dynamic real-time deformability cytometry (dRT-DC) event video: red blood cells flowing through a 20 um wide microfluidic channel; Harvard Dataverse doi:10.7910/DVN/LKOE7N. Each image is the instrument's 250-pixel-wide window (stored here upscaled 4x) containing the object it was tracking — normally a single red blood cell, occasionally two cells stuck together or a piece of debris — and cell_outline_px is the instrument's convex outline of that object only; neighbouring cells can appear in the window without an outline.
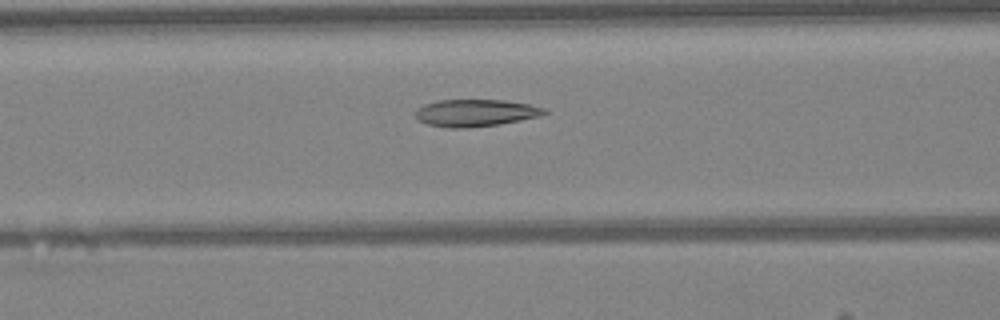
{"species": "Egyptian fruit bat (a non-hibernating species)", "species_latin": "Rousettus aegyptiacus", "temperature_condition": "warm", "stored_images_in_passage": 45, "camera_frame_rate_fps": 3000, "um_per_image_px": 0.085, "animal": {"sex": "female"}, "frame": {"image": 1, "passage_image": 18, "time_ms": 5.667, "image_size_px": [1000, 320], "cell_outline_px": [[548, 112], [540, 116], [500, 124], [464, 128], [448, 128], [428, 124], [420, 120], [416, 116], [416, 108], [424, 104], [440, 100], [504, 100], [528, 104], [548, 108]], "centroid_in_image_um": [40.45, 9.59], "position_along_channel_um": 126.2, "area_um2": 20.35}}
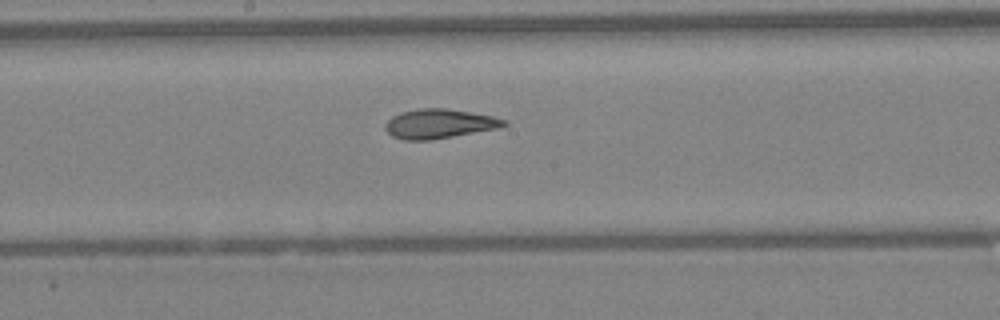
{"frame": {"image": 2, "passage_image": 24, "time_ms": 7.667, "image_size_px": [1000, 320], "cell_outline_px": [[508, 124], [496, 128], [432, 140], [404, 140], [392, 136], [384, 128], [388, 120], [392, 116], [400, 112], [420, 108], [448, 108], [492, 116], [508, 120]], "centroid_in_image_um": [37.31, 10.51], "position_along_channel_um": 210.9, "area_um2": 20.23}}
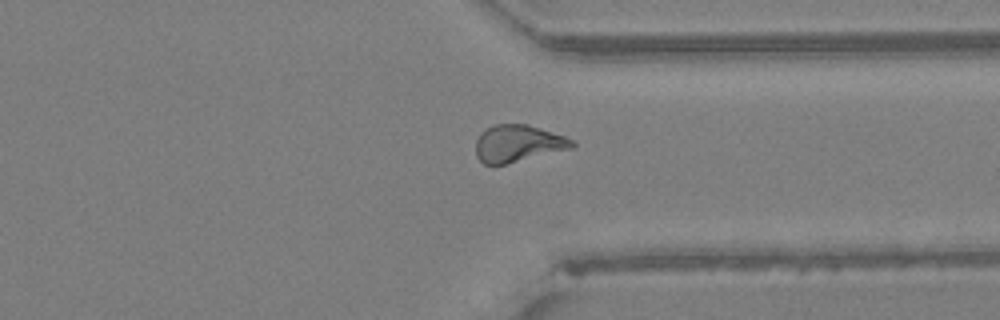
{"frame": {"image": 3, "passage_image": 35, "time_ms": 11.333, "image_size_px": [1000, 320], "cell_outline_px": [[576, 144], [572, 148], [504, 164], [484, 164], [476, 156], [476, 140], [480, 132], [484, 128], [492, 124], [528, 124], [564, 136], [572, 140]], "centroid_in_image_um": [43.98, 12.17], "position_along_channel_um": 367.4, "area_um2": 20.69}}